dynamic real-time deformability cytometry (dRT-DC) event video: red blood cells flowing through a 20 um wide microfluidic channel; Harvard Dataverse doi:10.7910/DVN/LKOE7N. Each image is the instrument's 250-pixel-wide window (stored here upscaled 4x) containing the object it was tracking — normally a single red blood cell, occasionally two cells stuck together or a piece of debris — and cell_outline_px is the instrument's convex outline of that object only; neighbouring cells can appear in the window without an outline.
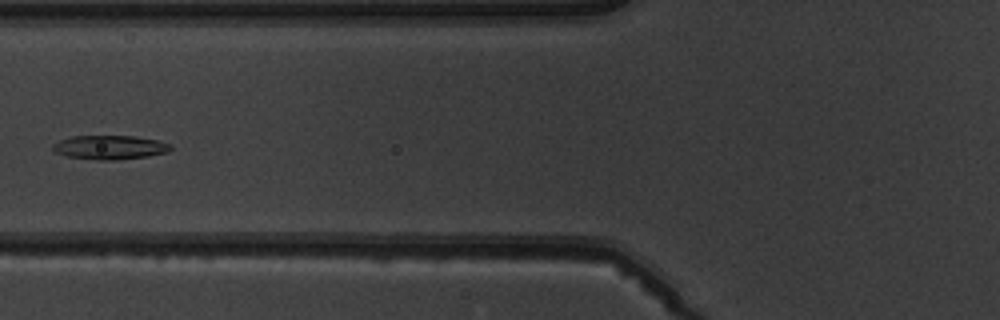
{"species": "common noctule bat (a hibernating species)", "species_latin": "Nyctalus noctula", "temperature_condition": "warm", "stored_images_in_passage": 5, "camera_frame_rate_fps": 3000, "um_per_image_px": 0.085, "animal": {"sex": "male", "body_mass_g": 19.5, "forearm_length_mm": 54.6}, "frame": {"image": 1, "passage_image": 5, "time_ms": 4.667, "image_size_px": [1000, 320], "cell_outline_px": [[172, 148], [168, 152], [148, 156], [116, 160], [100, 160], [68, 156], [56, 152], [52, 148], [52, 144], [60, 140], [72, 136], [132, 136], [156, 140], [172, 144]], "centroid_in_image_um": [9.35, 12.52], "position_along_channel_um": 116.4, "area_um2": 16.36}}